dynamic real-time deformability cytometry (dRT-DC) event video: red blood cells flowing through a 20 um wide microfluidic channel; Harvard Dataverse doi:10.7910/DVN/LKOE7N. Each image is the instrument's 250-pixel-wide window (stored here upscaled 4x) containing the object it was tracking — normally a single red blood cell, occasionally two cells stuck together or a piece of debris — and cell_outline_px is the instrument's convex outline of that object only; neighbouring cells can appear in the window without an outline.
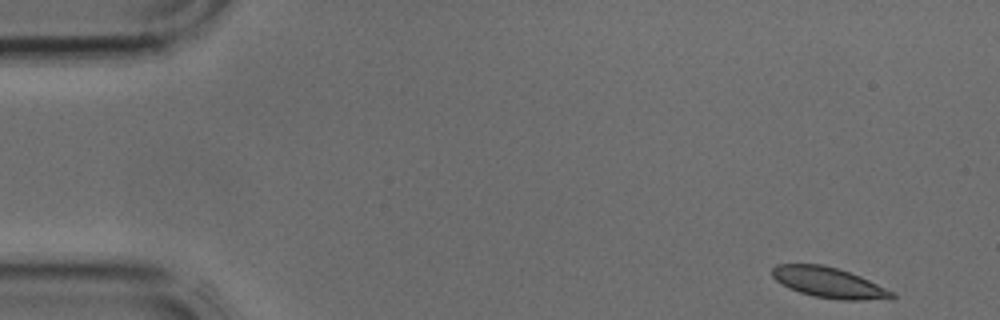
{"species": "common noctule bat (a hibernating species)", "species_latin": "Nyctalus noctula", "temperature_condition": "cold", "stored_images_in_passage": 4, "camera_frame_rate_fps": 3000, "um_per_image_px": 0.085, "animal": {"sex": "male", "body_mass_g": 17.9, "forearm_length_mm": 54.2}, "frame": {"image": 1, "passage_image": 1, "time_ms": 0.0, "image_size_px": [1000, 320], "cell_outline_px": [[896, 296], [892, 300], [840, 300], [812, 296], [788, 288], [776, 280], [772, 276], [772, 268], [776, 264], [824, 264], [860, 276], [892, 292]], "centroid_in_image_um": [70.44, 24.03], "position_along_channel_um": 14.6, "area_um2": 21.27}}
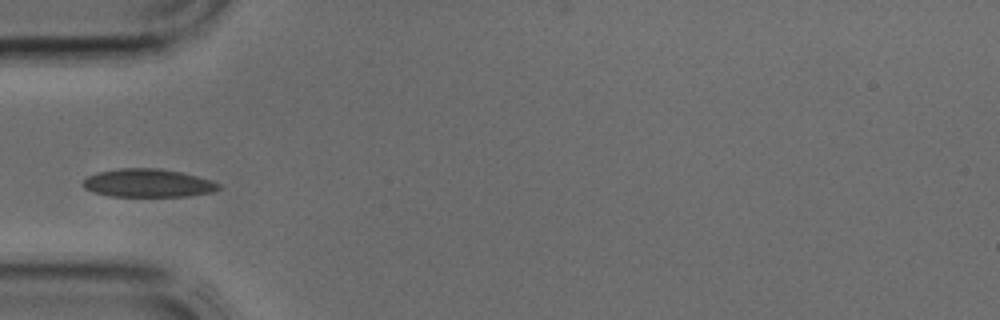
{"frame": {"image": 2, "passage_image": 4, "time_ms": 1.0, "image_size_px": [1000, 320], "cell_outline_px": [[220, 188], [212, 192], [188, 196], [108, 196], [92, 192], [84, 188], [80, 184], [88, 176], [96, 172], [120, 168], [160, 168], [180, 172], [212, 180], [220, 184]], "centroid_in_image_um": [12.54, 15.56], "position_along_channel_um": 72.5, "area_um2": 22.43}}